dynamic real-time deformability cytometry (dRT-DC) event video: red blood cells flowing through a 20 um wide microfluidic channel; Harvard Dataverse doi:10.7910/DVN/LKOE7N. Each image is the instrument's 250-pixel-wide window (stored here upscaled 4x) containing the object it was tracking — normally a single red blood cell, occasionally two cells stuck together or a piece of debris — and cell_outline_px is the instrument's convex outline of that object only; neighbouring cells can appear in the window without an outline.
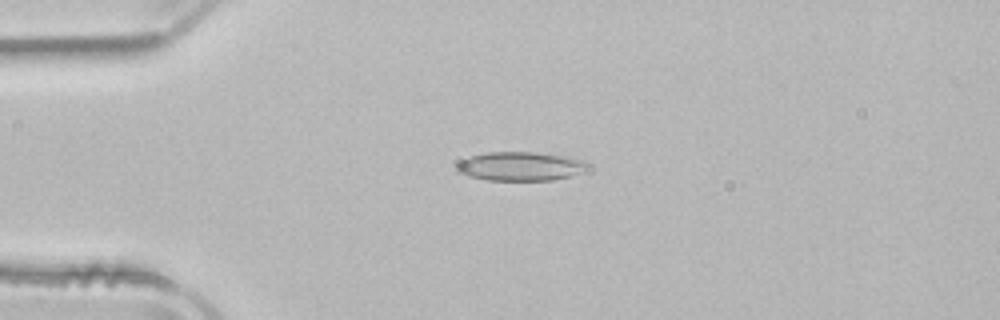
{"species": "common noctule bat (a hibernating species)", "species_latin": "Nyctalus noctula", "temperature_condition": "room temperature", "stored_images_in_passage": 4, "camera_frame_rate_fps": 3000, "um_per_image_px": 0.085, "animal": {"sex": "male", "body_mass_g": 21.5, "forearm_length_mm": 52.0}, "frame": {"image": 1, "passage_image": 3, "time_ms": 0.667, "image_size_px": [1000, 320], "cell_outline_px": [[592, 168], [572, 176], [552, 180], [484, 180], [468, 176], [456, 172], [452, 168], [456, 164], [468, 156], [488, 152], [536, 152], [584, 160], [592, 164]], "centroid_in_image_um": [44.22, 14.14], "position_along_channel_um": 40.8, "area_um2": 22.48}}